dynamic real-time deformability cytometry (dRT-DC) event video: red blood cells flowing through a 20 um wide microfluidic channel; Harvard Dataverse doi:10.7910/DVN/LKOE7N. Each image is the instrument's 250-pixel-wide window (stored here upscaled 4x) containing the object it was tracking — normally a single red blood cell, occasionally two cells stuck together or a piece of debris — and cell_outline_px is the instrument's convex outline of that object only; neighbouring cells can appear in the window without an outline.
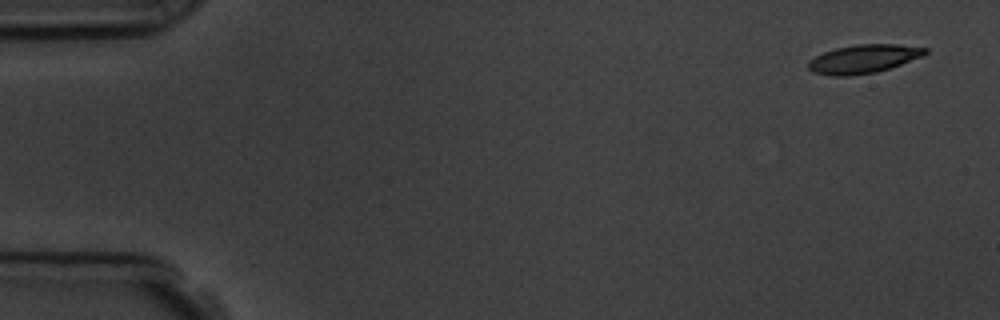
{"species": "common noctule bat (a hibernating species)", "species_latin": "Nyctalus noctula", "temperature_condition": "room temperature", "stored_images_in_passage": 4, "camera_frame_rate_fps": 3000, "um_per_image_px": 0.085, "animal": {"sex": "male", "body_mass_g": 19.5, "forearm_length_mm": 54.6}, "frame": {"image": 1, "passage_image": 1, "time_ms": 0.0, "image_size_px": [1000, 320], "cell_outline_px": [[928, 52], [924, 56], [876, 72], [848, 76], [832, 76], [812, 72], [808, 68], [808, 60], [824, 52], [836, 48], [856, 44], [896, 44], [928, 48]], "centroid_in_image_um": [73.39, 5.0], "position_along_channel_um": 11.6, "area_um2": 19.42}}
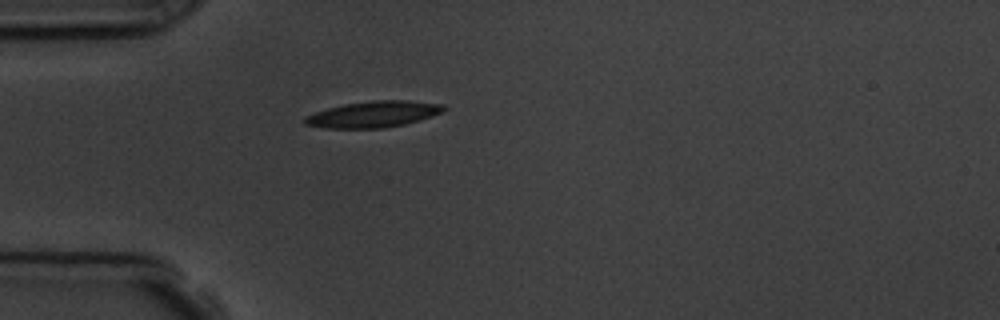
{"frame": {"image": 2, "passage_image": 4, "time_ms": 4.333, "image_size_px": [1000, 320], "cell_outline_px": [[448, 108], [432, 116], [420, 120], [404, 124], [384, 128], [324, 128], [304, 124], [304, 116], [328, 108], [344, 104], [376, 100], [408, 100], [444, 104]], "centroid_in_image_um": [31.75, 9.71], "position_along_channel_um": 53.2, "area_um2": 21.21}}